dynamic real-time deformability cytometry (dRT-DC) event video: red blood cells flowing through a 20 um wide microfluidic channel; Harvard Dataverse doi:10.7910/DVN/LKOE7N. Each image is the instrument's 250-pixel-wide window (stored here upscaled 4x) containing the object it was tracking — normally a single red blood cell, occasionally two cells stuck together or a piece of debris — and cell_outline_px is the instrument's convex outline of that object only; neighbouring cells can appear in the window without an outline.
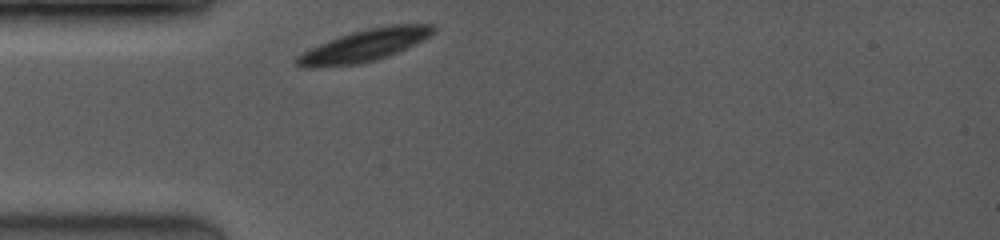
{"species": "common noctule bat (a hibernating species)", "species_latin": "Nyctalus noctula", "temperature_condition": "room temperature", "stored_images_in_passage": 21, "camera_frame_rate_fps": 3500, "um_per_image_px": 0.085, "animal": {"sex": "female", "body_mass_g": 19.0, "forearm_length_mm": 53.3}, "frame": {"image": 1, "passage_image": 1, "time_ms": 0.0, "image_size_px": [1000, 240], "cell_outline_px": [[436, 32], [424, 40], [388, 56], [376, 60], [356, 64], [312, 68], [304, 68], [296, 64], [296, 56], [328, 40], [352, 32], [368, 28], [392, 24], [432, 24], [436, 28]], "centroid_in_image_um": [31.02, 3.86], "position_along_channel_um": 54.0, "area_um2": 25.32}}
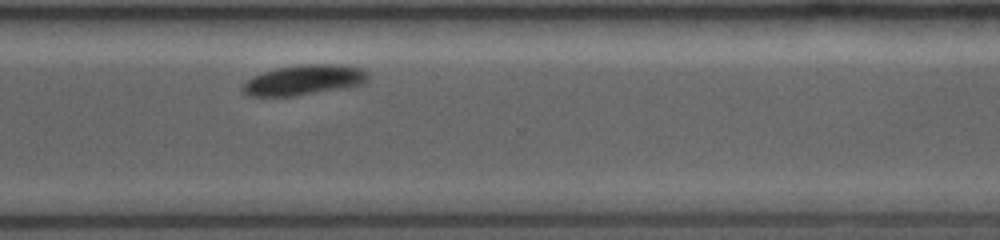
{"frame": {"image": 2, "passage_image": 17, "time_ms": 7.714, "image_size_px": [1000, 240], "cell_outline_px": [[368, 80], [360, 84], [348, 88], [296, 96], [248, 96], [240, 88], [252, 76], [276, 68], [304, 64], [340, 64], [360, 68], [368, 72]], "centroid_in_image_um": [25.85, 6.81], "position_along_channel_um": 344.7, "area_um2": 22.2}}
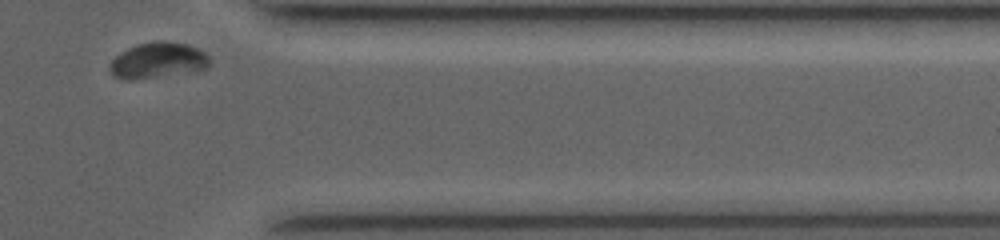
{"frame": {"image": 3, "passage_image": 20, "time_ms": 9.143, "image_size_px": [1000, 240], "cell_outline_px": [[212, 64], [208, 68], [196, 72], [128, 80], [112, 76], [108, 68], [108, 64], [120, 52], [128, 48], [140, 44], [156, 40], [160, 40], [188, 44], [204, 52], [212, 60]], "centroid_in_image_um": [13.45, 5.14], "position_along_channel_um": 398.0, "area_um2": 21.21}}